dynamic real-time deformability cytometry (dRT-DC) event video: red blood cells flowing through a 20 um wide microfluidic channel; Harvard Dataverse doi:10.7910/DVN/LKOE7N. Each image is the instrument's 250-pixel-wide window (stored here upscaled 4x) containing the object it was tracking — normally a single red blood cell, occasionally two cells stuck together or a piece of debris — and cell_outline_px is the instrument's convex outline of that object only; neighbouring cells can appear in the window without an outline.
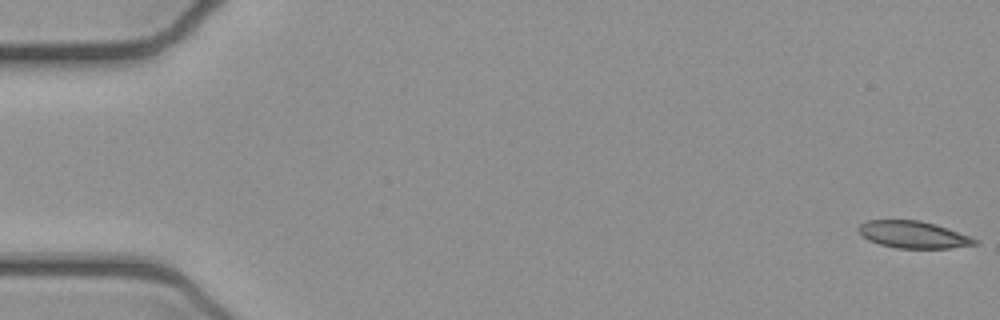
{"species": "common noctule bat (a hibernating species)", "species_latin": "Nyctalus noctula", "temperature_condition": "cold", "stored_images_in_passage": 53, "camera_frame_rate_fps": 3000, "um_per_image_px": 0.085, "animal": {"sex": "female", "body_mass_g": 21.9}, "frame": {"image": 1, "passage_image": 1, "time_ms": 0.0, "image_size_px": [1000, 320], "cell_outline_px": [[980, 244], [948, 248], [896, 248], [880, 244], [868, 240], [856, 228], [860, 224], [868, 220], [920, 220], [936, 224], [948, 228], [980, 240]], "centroid_in_image_um": [77.66, 19.94], "position_along_channel_um": 7.3, "area_um2": 18.38}}
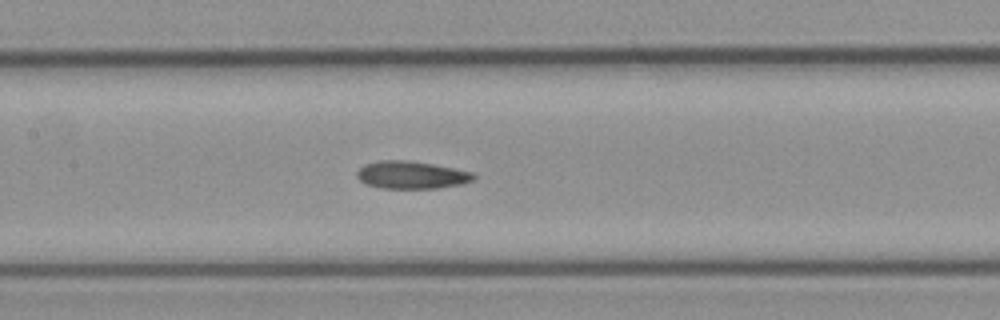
{"frame": {"image": 2, "passage_image": 25, "time_ms": 8.0, "image_size_px": [1000, 320], "cell_outline_px": [[476, 180], [460, 184], [440, 188], [380, 188], [364, 184], [356, 176], [356, 172], [364, 164], [380, 160], [408, 160], [432, 164], [472, 172], [476, 176]], "centroid_in_image_um": [34.95, 14.87], "position_along_channel_um": 172.4, "area_um2": 18.84}}
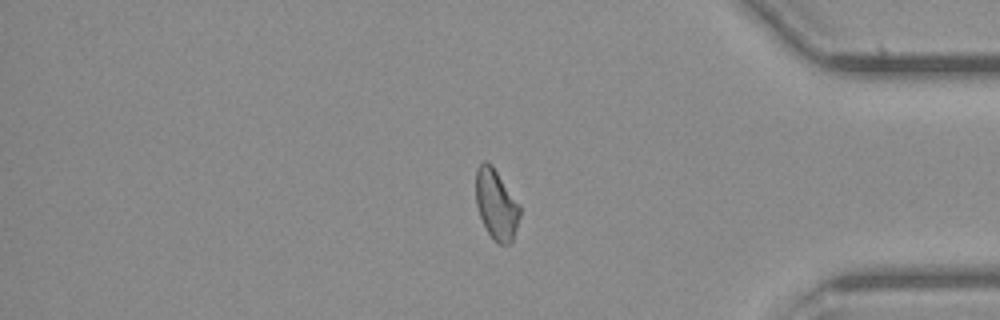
{"frame": {"image": 3, "passage_image": 44, "time_ms": 14.333, "image_size_px": [1000, 320], "cell_outline_px": [[520, 216], [512, 244], [500, 244], [492, 240], [480, 216], [476, 204], [476, 168], [484, 160], [488, 160], [492, 164], [520, 204]], "centroid_in_image_um": [42.19, 17.37], "position_along_channel_um": 393.0, "area_um2": 18.26}, "authors_computed_cell_mechanics": {"area_um2": 18.7272, "velocity_mm_per_s": 3.8995, "shape_relaxation_time_tau1_ms": 8.1469, "shape_relaxation_time_tau2_ms": 6.9844, "deformation_change_tau1": 0.1709, "deformation_change_tau2": 0.1601}}